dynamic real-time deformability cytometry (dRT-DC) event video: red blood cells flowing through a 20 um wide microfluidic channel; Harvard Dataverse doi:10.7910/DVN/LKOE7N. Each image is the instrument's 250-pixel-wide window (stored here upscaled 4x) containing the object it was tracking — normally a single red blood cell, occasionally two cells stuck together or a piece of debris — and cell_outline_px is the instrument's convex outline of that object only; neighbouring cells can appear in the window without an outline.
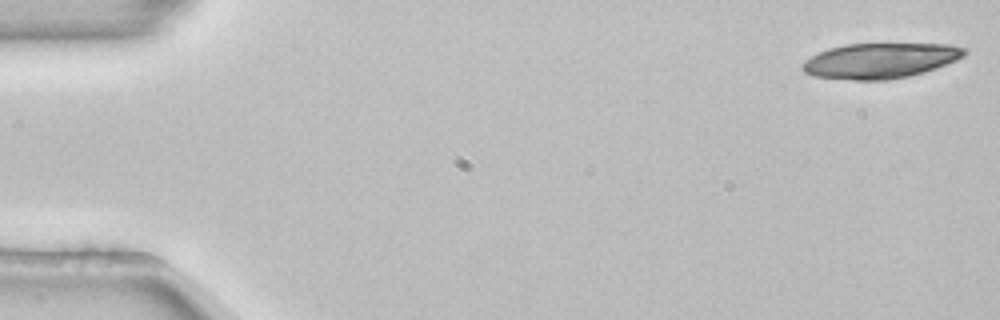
{"species": "common noctule bat (a hibernating species)", "species_latin": "Nyctalus noctula", "temperature_condition": "room temperature", "stored_images_in_passage": 18, "camera_frame_rate_fps": 3000, "um_per_image_px": 0.085, "animal": {"sex": "female", "body_mass_g": 22.7, "forearm_length_mm": 54.2}, "frame": {"image": 1, "passage_image": 1, "time_ms": 0.0, "image_size_px": [1000, 320], "cell_outline_px": [[968, 52], [964, 56], [956, 60], [936, 68], [924, 72], [908, 76], [888, 80], [852, 80], [812, 76], [804, 72], [800, 68], [800, 64], [804, 60], [828, 48], [844, 44], [948, 44], [968, 48]], "centroid_in_image_um": [74.8, 5.15], "position_along_channel_um": 10.2, "area_um2": 33.52}}